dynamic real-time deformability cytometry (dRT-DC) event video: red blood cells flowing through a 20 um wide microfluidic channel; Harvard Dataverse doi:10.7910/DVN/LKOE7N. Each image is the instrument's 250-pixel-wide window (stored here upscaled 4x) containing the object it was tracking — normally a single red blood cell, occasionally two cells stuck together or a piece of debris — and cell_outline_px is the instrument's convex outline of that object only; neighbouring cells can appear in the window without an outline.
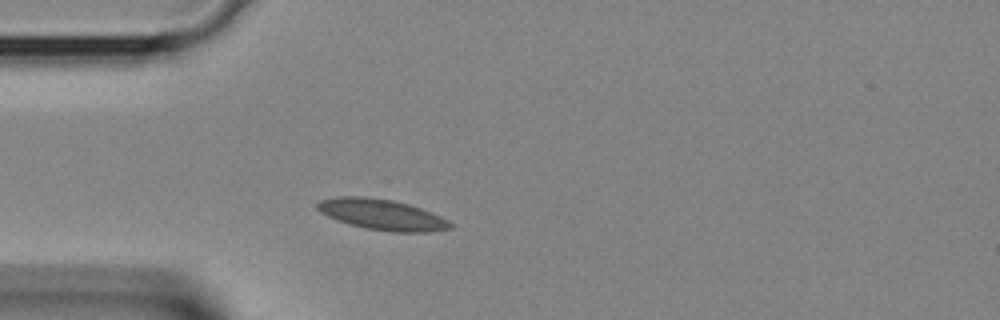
{"species": "Egyptian fruit bat (a non-hibernating species)", "species_latin": "Rousettus aegyptiacus", "temperature_condition": "room temperature", "stored_images_in_passage": 31, "camera_frame_rate_fps": 3000, "um_per_image_px": 0.085, "animal": {"sex": "female"}, "frame": {"image": 1, "passage_image": 2, "time_ms": 0.333, "image_size_px": [1000, 320], "cell_outline_px": [[452, 228], [428, 232], [392, 232], [364, 228], [348, 224], [336, 220], [320, 212], [316, 208], [316, 204], [320, 200], [336, 196], [364, 196], [392, 200], [408, 204], [432, 212], [448, 220], [452, 224]], "centroid_in_image_um": [32.44, 18.24], "position_along_channel_um": 52.6, "area_um2": 23.93}}
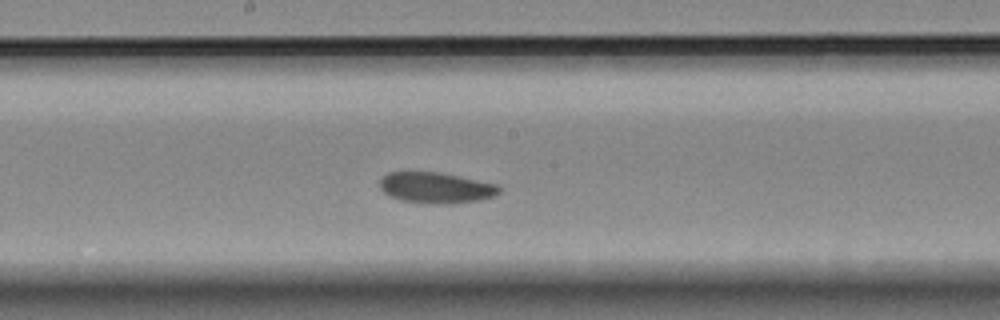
{"frame": {"image": 2, "passage_image": 12, "time_ms": 3.667, "image_size_px": [1000, 320], "cell_outline_px": [[500, 192], [496, 196], [480, 200], [452, 204], [440, 204], [404, 200], [388, 196], [380, 188], [380, 176], [388, 172], [440, 172], [496, 184], [500, 188]], "centroid_in_image_um": [37.05, 15.95], "position_along_channel_um": 211.1, "area_um2": 21.5}}
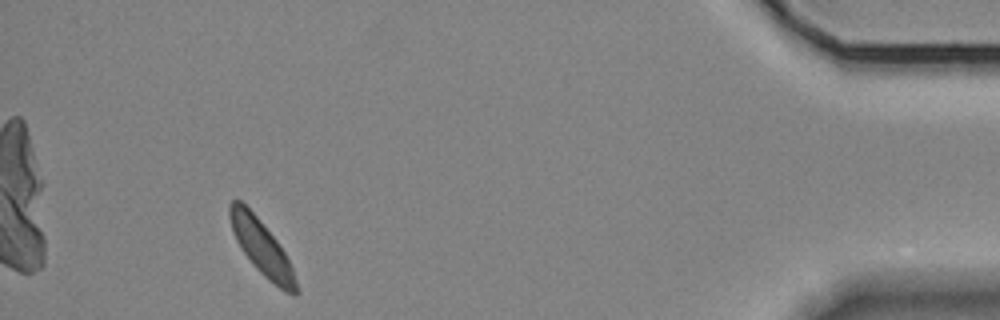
{"frame": {"image": 3, "passage_image": 28, "time_ms": 9.0, "image_size_px": [1000, 320], "cell_outline_px": [[300, 292], [296, 296], [292, 296], [284, 292], [268, 280], [252, 264], [240, 248], [232, 232], [228, 216], [228, 204], [232, 200], [240, 200], [256, 216], [276, 240], [284, 252], [292, 268]], "centroid_in_image_um": [22.23, 21.08], "position_along_channel_um": 413.0, "area_um2": 21.27}}